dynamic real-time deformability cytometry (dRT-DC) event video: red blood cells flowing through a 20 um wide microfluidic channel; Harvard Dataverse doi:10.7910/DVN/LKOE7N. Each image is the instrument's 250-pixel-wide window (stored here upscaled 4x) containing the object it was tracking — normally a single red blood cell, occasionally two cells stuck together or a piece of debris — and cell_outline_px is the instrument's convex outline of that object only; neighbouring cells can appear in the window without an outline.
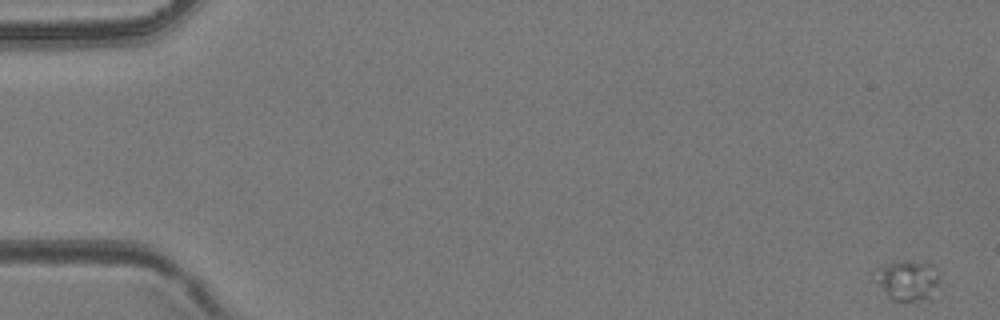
{"species": "common noctule bat (a hibernating species)", "species_latin": "Nyctalus noctula", "temperature_condition": "room temperature", "stored_images_in_passage": 46, "segment_of_instrument_passage": [1, 2], "camera_frame_rate_fps": 3000, "um_per_image_px": 0.085, "animal": {"sex": "female", "body_mass_g": 24.6, "forearm_length_mm": 56.2}, "frame": {"image": 1, "passage_image": 1, "time_ms": 0.0, "image_size_px": [1000, 320], "cell_outline_px": [[940, 288], [928, 296], [916, 300], [892, 300], [884, 292], [876, 280], [876, 268], [900, 260], [904, 260], [932, 264], [940, 272]], "centroid_in_image_um": [77.2, 23.79], "position_along_channel_um": 7.8, "area_um2": 15.03}}
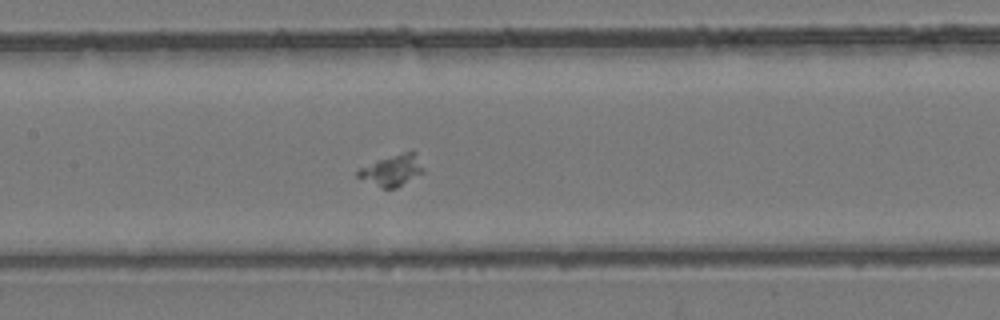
{"frame": {"image": 2, "passage_image": 22, "time_ms": 7.0, "image_size_px": [1000, 320], "cell_outline_px": [[424, 172], [396, 188], [380, 188], [356, 176], [356, 172], [360, 168], [376, 160], [404, 152], [416, 152], [424, 168]], "centroid_in_image_um": [33.33, 14.48], "position_along_channel_um": 174.1, "area_um2": 11.85}}
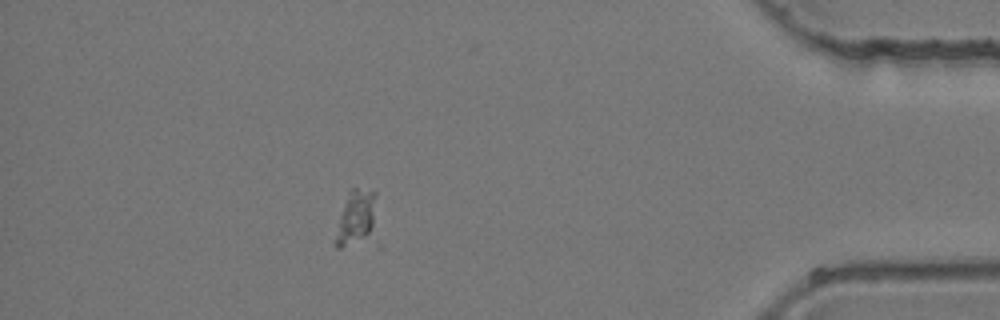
{"frame": {"image": 3, "passage_image": 40, "time_ms": 13.0, "image_size_px": [1000, 320], "cell_outline_px": [[376, 196], [372, 224], [368, 232], [364, 236], [340, 248], [336, 248], [332, 244], [332, 240], [340, 216], [352, 188], [356, 188], [376, 192]], "centroid_in_image_um": [30.18, 18.49], "position_along_channel_um": 405.0, "area_um2": 12.08}}